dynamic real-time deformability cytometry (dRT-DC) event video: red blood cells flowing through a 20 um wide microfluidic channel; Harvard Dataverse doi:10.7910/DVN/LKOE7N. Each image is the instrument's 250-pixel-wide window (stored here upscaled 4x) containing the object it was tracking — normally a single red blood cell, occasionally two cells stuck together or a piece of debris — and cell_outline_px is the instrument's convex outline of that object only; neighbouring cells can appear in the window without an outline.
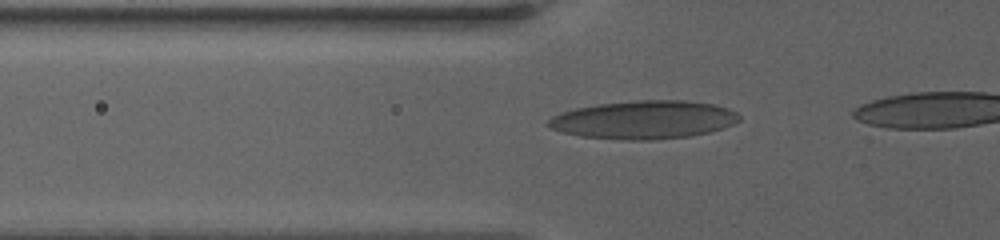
{"species": "human", "species_latin": "Homo sapiens", "temperature_condition": "warm", "stored_images_in_passage": 27, "camera_frame_rate_fps": 3000, "um_per_image_px": 0.085, "donor": {"sex": "female"}, "frame": {"image": 1, "passage_image": 9, "time_ms": 4.667, "image_size_px": [1000, 240], "cell_outline_px": [[740, 120], [724, 128], [708, 132], [688, 136], [652, 140], [624, 140], [580, 136], [564, 132], [552, 128], [548, 124], [548, 120], [552, 116], [560, 112], [576, 108], [600, 104], [636, 100], [684, 100], [712, 104], [728, 108], [736, 112], [740, 116]], "centroid_in_image_um": [54.74, 10.18], "position_along_channel_um": 71.1, "area_um2": 42.37}}
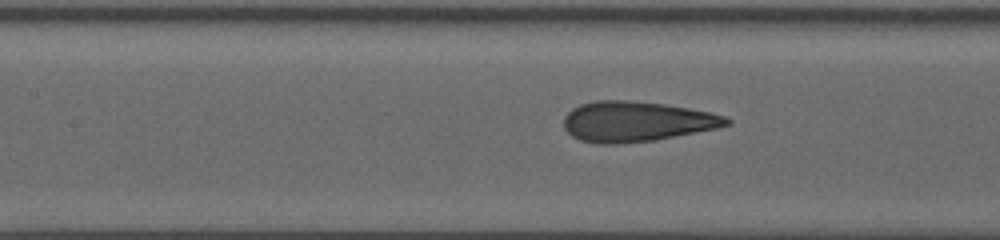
{"frame": {"image": 2, "passage_image": 15, "time_ms": 7.333, "image_size_px": [1000, 240], "cell_outline_px": [[732, 124], [716, 128], [652, 140], [616, 144], [600, 144], [580, 140], [572, 136], [564, 128], [564, 116], [572, 108], [580, 104], [596, 100], [628, 100], [664, 104], [688, 108], [708, 112], [724, 116], [732, 120]], "centroid_in_image_um": [54.06, 10.32], "position_along_channel_um": 153.3, "area_um2": 37.92}}
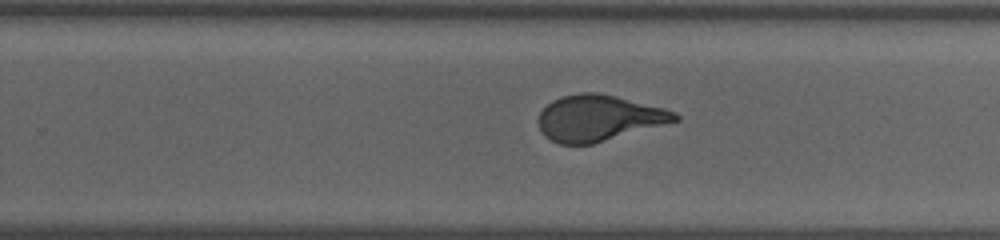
{"frame": {"image": 3, "passage_image": 24, "time_ms": 11.333, "image_size_px": [1000, 240], "cell_outline_px": [[680, 120], [592, 144], [560, 144], [544, 136], [536, 120], [540, 112], [552, 100], [560, 96], [580, 92], [596, 92], [616, 96], [664, 108], [676, 112], [680, 116]], "centroid_in_image_um": [50.87, 10.02], "position_along_channel_um": 278.9, "area_um2": 36.59}}